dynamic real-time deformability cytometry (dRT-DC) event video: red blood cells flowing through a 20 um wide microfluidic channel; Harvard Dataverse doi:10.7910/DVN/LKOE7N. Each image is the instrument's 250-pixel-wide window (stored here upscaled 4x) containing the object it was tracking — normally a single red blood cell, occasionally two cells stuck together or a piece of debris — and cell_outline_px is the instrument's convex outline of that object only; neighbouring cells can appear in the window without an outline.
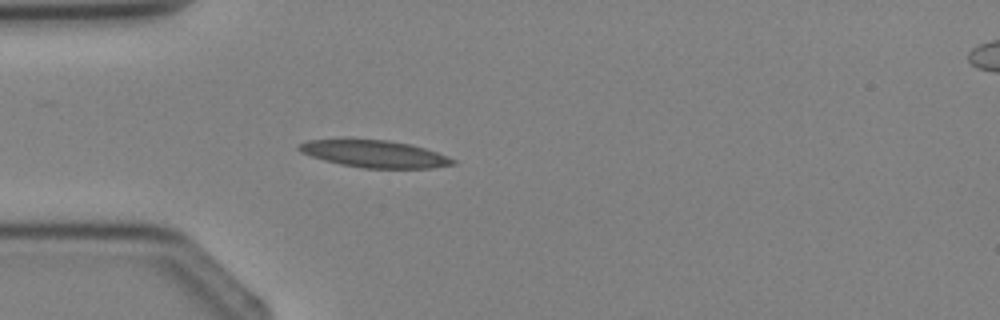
{"species": "Egyptian fruit bat (a non-hibernating species)", "species_latin": "Rousettus aegyptiacus", "temperature_condition": "cold", "stored_images_in_passage": 4, "segment_of_instrument_passage": [1, 2], "camera_frame_rate_fps": 3000, "um_per_image_px": 0.085, "animal": {"sex": "female"}, "frame": {"image": 1, "passage_image": 3, "time_ms": 3.0, "image_size_px": [1000, 320], "cell_outline_px": [[456, 164], [432, 168], [364, 168], [340, 164], [324, 160], [300, 152], [296, 148], [300, 144], [308, 140], [340, 136], [344, 136], [388, 140], [412, 144], [448, 156], [456, 160]], "centroid_in_image_um": [31.76, 13.03], "position_along_channel_um": 53.2, "area_um2": 25.32}}